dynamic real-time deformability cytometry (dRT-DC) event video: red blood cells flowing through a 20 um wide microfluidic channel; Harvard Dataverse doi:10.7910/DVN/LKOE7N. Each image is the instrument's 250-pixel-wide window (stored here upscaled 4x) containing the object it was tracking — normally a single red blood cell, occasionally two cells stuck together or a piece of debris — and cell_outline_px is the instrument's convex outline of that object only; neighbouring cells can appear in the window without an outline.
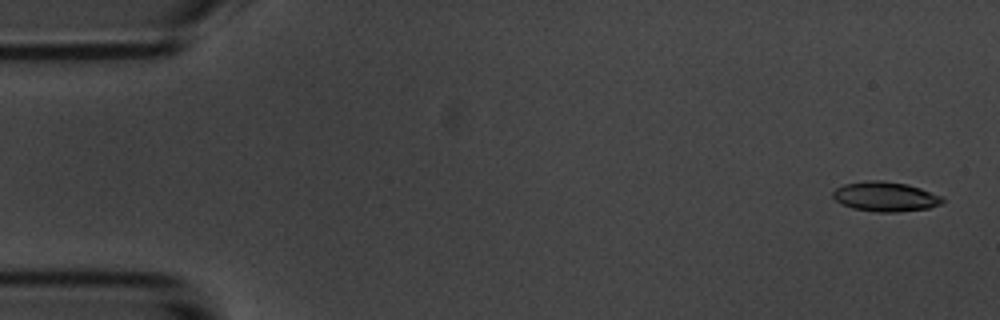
{"species": "common noctule bat (a hibernating species)", "species_latin": "Nyctalus noctula", "temperature_condition": "room temperature", "stored_images_in_passage": 4, "camera_frame_rate_fps": 3000, "um_per_image_px": 0.085, "animal": {"sex": "male", "body_mass_g": 20.1, "forearm_length_mm": 53.5}, "frame": {"image": 1, "passage_image": 1, "time_ms": 0.0, "image_size_px": [1000, 320], "cell_outline_px": [[944, 200], [940, 204], [928, 208], [896, 212], [876, 212], [852, 208], [840, 204], [832, 196], [832, 192], [836, 188], [844, 184], [868, 180], [880, 180], [908, 184], [944, 196]], "centroid_in_image_um": [75.24, 16.71], "position_along_channel_um": 9.8, "area_um2": 19.07}}
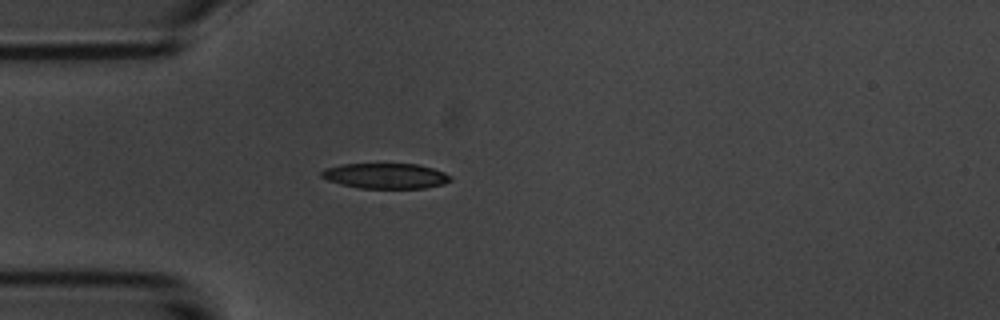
{"frame": {"image": 2, "passage_image": 4, "time_ms": 4.333, "image_size_px": [1000, 320], "cell_outline_px": [[452, 180], [444, 184], [424, 188], [360, 188], [340, 184], [328, 180], [320, 176], [320, 172], [324, 168], [344, 164], [416, 164], [432, 168], [444, 172], [452, 176]], "centroid_in_image_um": [32.78, 14.95], "position_along_channel_um": 52.2, "area_um2": 19.07}}